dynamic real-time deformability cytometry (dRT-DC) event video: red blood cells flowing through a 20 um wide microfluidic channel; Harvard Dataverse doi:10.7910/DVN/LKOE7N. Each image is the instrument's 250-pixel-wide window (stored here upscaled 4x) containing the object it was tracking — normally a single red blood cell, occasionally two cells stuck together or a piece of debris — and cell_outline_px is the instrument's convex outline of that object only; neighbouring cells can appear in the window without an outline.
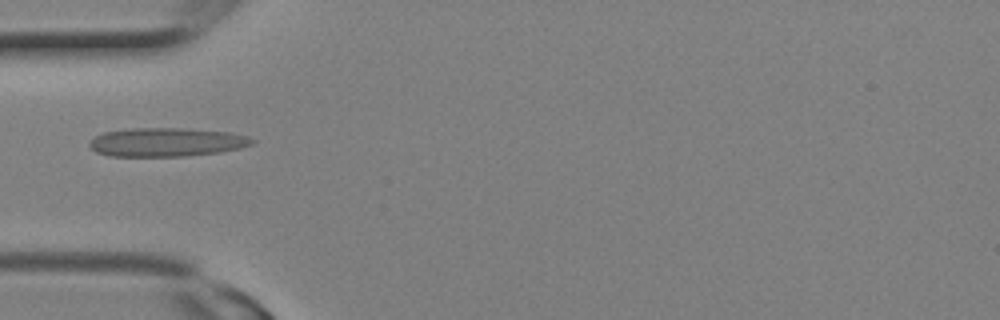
{"species": "Egyptian fruit bat (a non-hibernating species)", "species_latin": "Rousettus aegyptiacus", "temperature_condition": "room temperature", "stored_images_in_passage": 6, "camera_frame_rate_fps": 3000, "um_per_image_px": 0.085, "animal": {"sex": "female"}, "frame": {"image": 1, "passage_image": 5, "time_ms": 1.333, "image_size_px": [1000, 320], "cell_outline_px": [[256, 140], [252, 144], [240, 148], [220, 152], [184, 156], [108, 156], [96, 152], [88, 144], [96, 136], [104, 132], [132, 128], [180, 128], [228, 132], [248, 136]], "centroid_in_image_um": [14.16, 12.08], "position_along_channel_um": 70.8, "area_um2": 27.11}}